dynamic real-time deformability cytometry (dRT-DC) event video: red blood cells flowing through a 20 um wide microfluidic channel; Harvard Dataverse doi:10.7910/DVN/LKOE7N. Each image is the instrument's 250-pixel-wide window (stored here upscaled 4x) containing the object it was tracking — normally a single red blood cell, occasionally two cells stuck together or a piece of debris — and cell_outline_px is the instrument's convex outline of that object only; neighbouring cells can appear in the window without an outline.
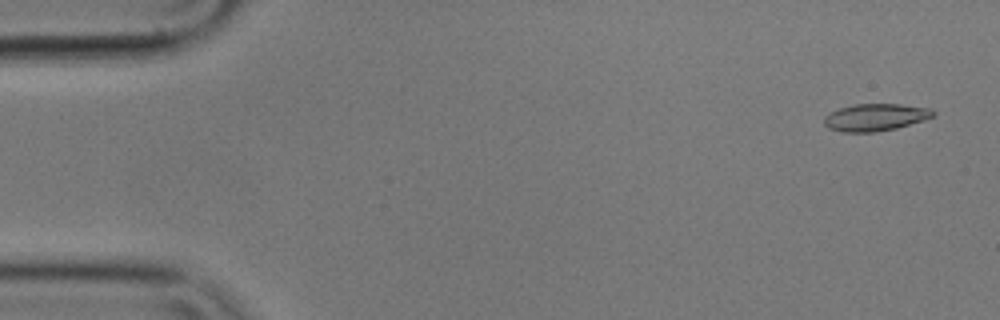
{"species": "common noctule bat (a hibernating species)", "species_latin": "Nyctalus noctula", "temperature_condition": "cold", "stored_images_in_passage": 6, "camera_frame_rate_fps": 3000, "um_per_image_px": 0.085, "animal": {"sex": "male", "body_mass_g": 17.9}, "frame": {"image": 1, "passage_image": 1, "time_ms": 0.0, "image_size_px": [1000, 320], "cell_outline_px": [[936, 112], [932, 116], [924, 120], [896, 128], [876, 132], [840, 132], [828, 128], [824, 124], [824, 116], [840, 108], [856, 104], [900, 104], [932, 108]], "centroid_in_image_um": [74.41, 9.97], "position_along_channel_um": 10.6, "area_um2": 17.28}}
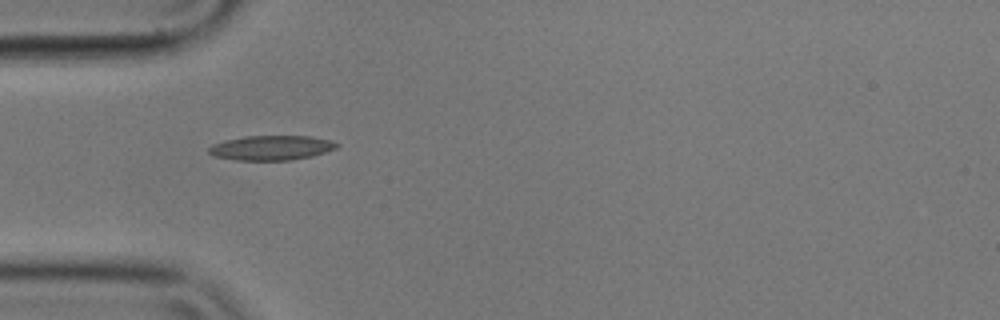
{"frame": {"image": 2, "passage_image": 5, "time_ms": 1.333, "image_size_px": [1000, 320], "cell_outline_px": [[340, 144], [336, 148], [312, 156], [292, 160], [236, 160], [212, 156], [208, 152], [208, 148], [212, 144], [224, 140], [244, 136], [312, 136], [328, 140]], "centroid_in_image_um": [23.02, 12.56], "position_along_channel_um": 62.0, "area_um2": 18.44}}
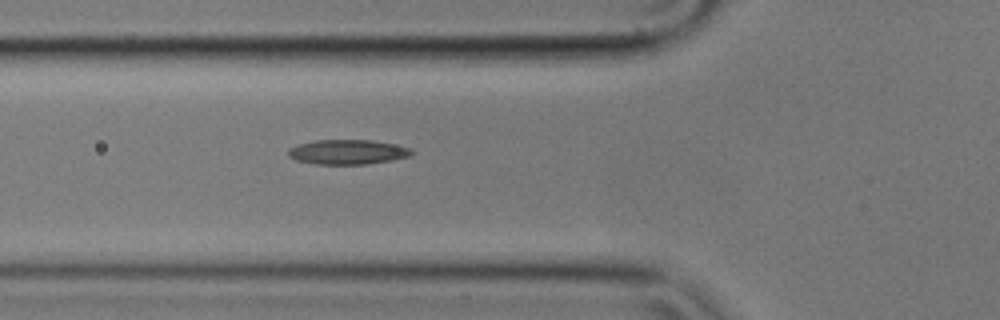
{"frame": {"image": 3, "passage_image": 6, "time_ms": 1.667, "image_size_px": [1000, 320], "cell_outline_px": [[412, 156], [392, 160], [364, 164], [316, 164], [296, 160], [288, 156], [288, 148], [300, 144], [316, 140], [372, 140], [412, 148]], "centroid_in_image_um": [29.55, 12.92], "position_along_channel_um": 96.3, "area_um2": 17.69}}